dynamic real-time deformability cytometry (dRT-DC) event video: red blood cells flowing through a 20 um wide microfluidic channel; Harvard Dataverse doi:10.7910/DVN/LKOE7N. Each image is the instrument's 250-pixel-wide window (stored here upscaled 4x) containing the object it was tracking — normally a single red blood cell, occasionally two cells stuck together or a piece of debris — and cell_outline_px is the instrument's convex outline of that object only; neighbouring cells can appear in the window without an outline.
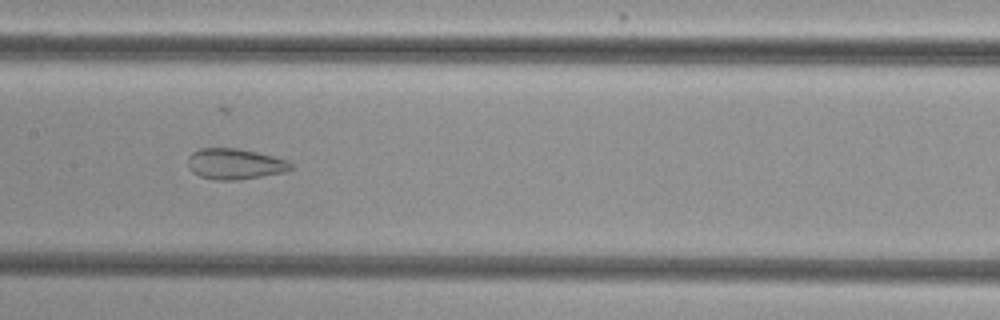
{"species": "common noctule bat (a hibernating species)", "species_latin": "Nyctalus noctula", "temperature_condition": "cold", "stored_images_in_passage": 53, "camera_frame_rate_fps": 3000, "um_per_image_px": 0.085, "animal": {"sex": "female", "body_mass_g": 29.2, "forearm_length_mm": 56.3}, "frame": {"image": 1, "passage_image": 27, "time_ms": 8.667, "image_size_px": [1000, 320], "cell_outline_px": [[292, 168], [288, 172], [236, 180], [216, 180], [200, 176], [192, 172], [188, 168], [188, 156], [192, 152], [200, 148], [236, 148], [256, 152], [288, 160], [292, 164]], "centroid_in_image_um": [19.96, 13.94], "position_along_channel_um": 187.4, "area_um2": 18.55}}
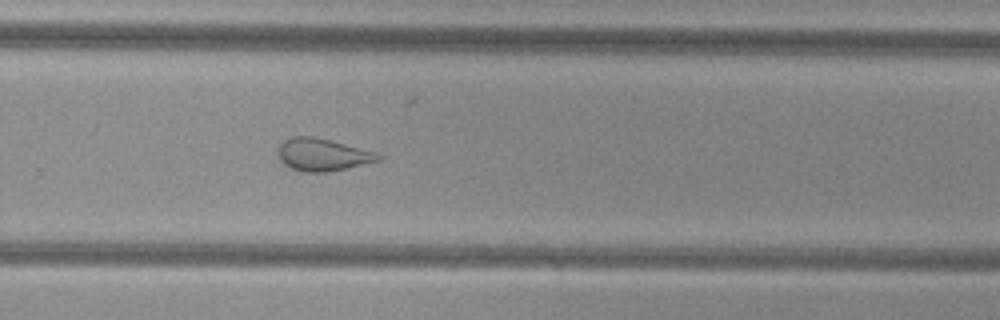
{"frame": {"image": 2, "passage_image": 36, "time_ms": 11.667, "image_size_px": [1000, 320], "cell_outline_px": [[384, 156], [380, 160], [344, 168], [324, 172], [304, 172], [292, 168], [284, 164], [280, 160], [276, 152], [276, 148], [284, 140], [292, 136], [312, 136], [332, 140], [372, 152]], "centroid_in_image_um": [27.33, 13.13], "position_along_channel_um": 302.5, "area_um2": 18.73}}
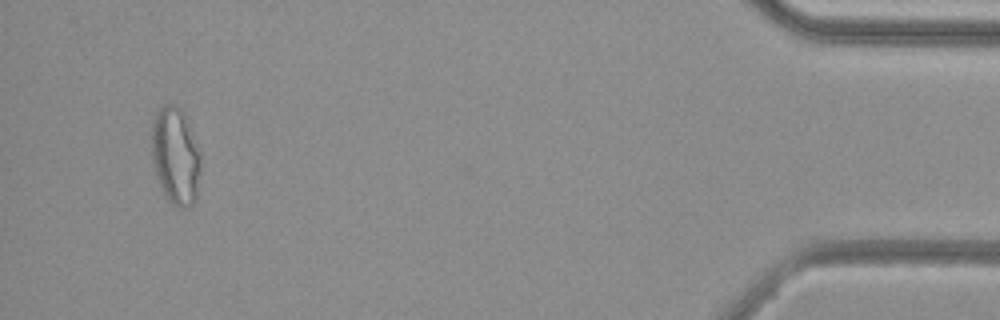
{"frame": {"image": 3, "passage_image": 51, "time_ms": 16.667, "image_size_px": [1000, 320], "cell_outline_px": [[200, 176], [196, 200], [192, 204], [184, 208], [176, 208], [164, 196], [160, 188], [152, 164], [152, 124], [156, 112], [164, 104], [176, 104], [184, 112], [200, 152]], "centroid_in_image_um": [14.91, 13.28], "position_along_channel_um": 420.3, "area_um2": 28.26}, "authors_computed_cell_mechanics": {"area_um2": 24.7384, "velocity_mm_per_s": 3.8446, "shape_relaxation_time_tau1_ms": null, "shape_relaxation_time_tau2_ms": 1.5654, "deformation_change_tau1": null, "deformation_change_tau2": 0.0845}}